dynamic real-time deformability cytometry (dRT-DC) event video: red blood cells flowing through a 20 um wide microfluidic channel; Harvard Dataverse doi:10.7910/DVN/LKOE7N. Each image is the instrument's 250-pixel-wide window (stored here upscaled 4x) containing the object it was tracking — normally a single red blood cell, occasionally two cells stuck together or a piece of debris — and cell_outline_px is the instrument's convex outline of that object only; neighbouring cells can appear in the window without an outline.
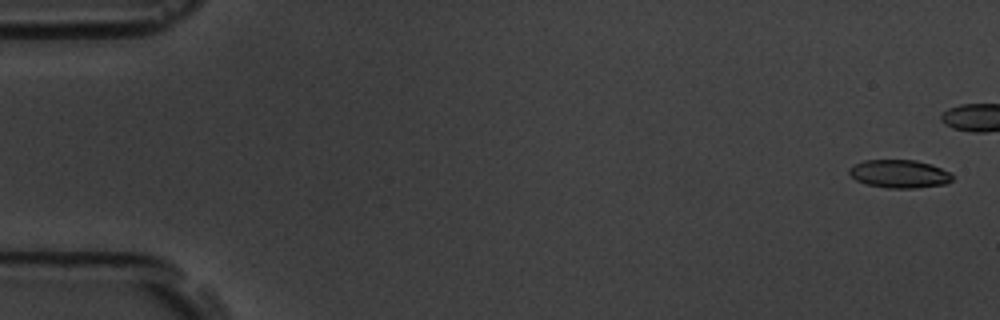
{"species": "common noctule bat (a hibernating species)", "species_latin": "Nyctalus noctula", "temperature_condition": "room temperature", "stored_images_in_passage": 9, "camera_frame_rate_fps": 3000, "um_per_image_px": 0.085, "animal": {"sex": "male", "body_mass_g": 19.5, "forearm_length_mm": 54.6}, "frame": {"image": 1, "passage_image": 1, "time_ms": 0.0, "image_size_px": [1000, 320], "cell_outline_px": [[952, 180], [948, 184], [916, 188], [884, 188], [868, 184], [856, 180], [848, 172], [852, 164], [864, 160], [916, 160], [932, 164], [948, 172], [952, 176]], "centroid_in_image_um": [76.44, 14.78], "position_along_channel_um": 8.6, "area_um2": 16.99}}
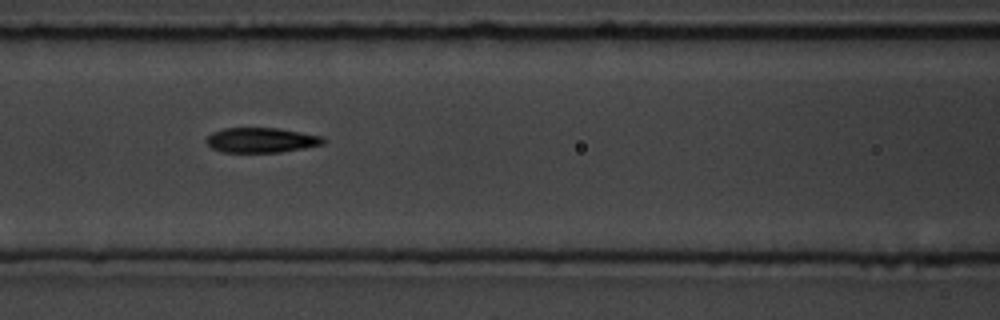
{"frame": {"image": 2, "passage_image": 8, "time_ms": 9.0, "image_size_px": [1000, 320], "cell_outline_px": [[328, 140], [324, 144], [304, 148], [280, 152], [220, 152], [212, 148], [204, 140], [212, 132], [224, 128], [276, 128], [324, 136]], "centroid_in_image_um": [22.23, 11.91], "position_along_channel_um": 144.4, "area_um2": 17.11}}
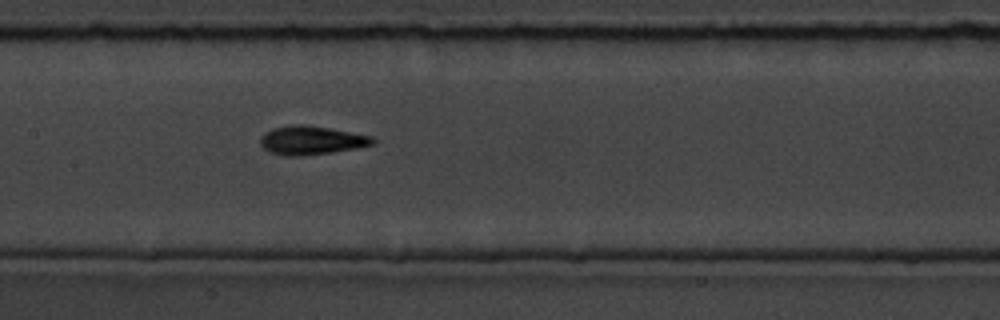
{"frame": {"image": 3, "passage_image": 9, "time_ms": 10.0, "image_size_px": [1000, 320], "cell_outline_px": [[376, 144], [356, 148], [332, 152], [300, 156], [284, 156], [268, 152], [260, 144], [260, 136], [264, 132], [272, 128], [292, 124], [304, 124], [328, 128], [372, 136], [376, 140]], "centroid_in_image_um": [26.43, 11.92], "position_along_channel_um": 181.0, "area_um2": 18.96}}